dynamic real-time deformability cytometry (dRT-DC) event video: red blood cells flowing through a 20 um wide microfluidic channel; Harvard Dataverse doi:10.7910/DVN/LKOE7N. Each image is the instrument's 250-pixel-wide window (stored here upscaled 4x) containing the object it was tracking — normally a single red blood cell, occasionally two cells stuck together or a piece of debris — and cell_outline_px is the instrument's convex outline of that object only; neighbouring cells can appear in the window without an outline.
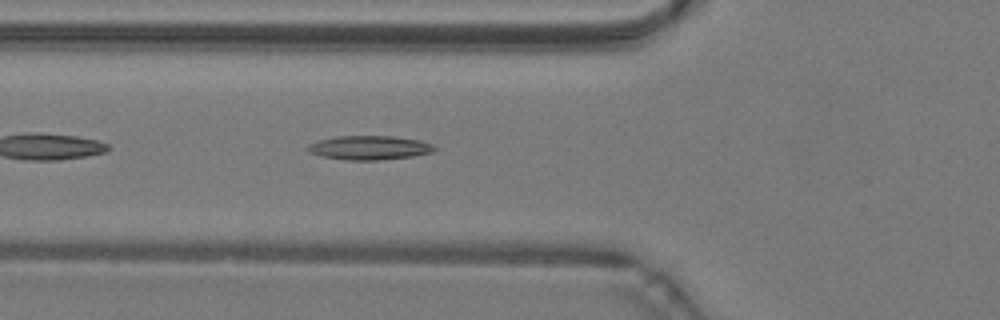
{"species": "common noctule bat (a hibernating species)", "species_latin": "Nyctalus noctula", "temperature_condition": "warm", "stored_images_in_passage": 33, "camera_frame_rate_fps": 3000, "um_per_image_px": 0.085, "animal": {"sex": "male", "body_mass_g": 19.2, "forearm_length_mm": 51.8}, "frame": {"image": 1, "passage_image": 4, "time_ms": 1.0, "image_size_px": [1000, 320], "cell_outline_px": [[436, 148], [432, 152], [412, 156], [376, 160], [348, 160], [324, 156], [308, 152], [308, 144], [320, 140], [336, 136], [392, 136], [420, 140], [432, 144]], "centroid_in_image_um": [31.41, 12.55], "position_along_channel_um": 94.4, "area_um2": 17.51}}
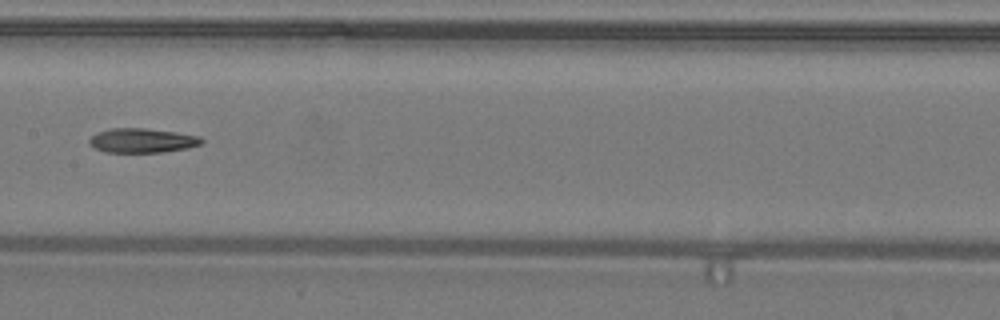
{"frame": {"image": 2, "passage_image": 11, "time_ms": 3.333, "image_size_px": [1000, 320], "cell_outline_px": [[204, 140], [200, 144], [188, 148], [160, 152], [104, 152], [88, 144], [88, 140], [96, 132], [112, 128], [144, 128], [176, 132], [200, 136]], "centroid_in_image_um": [12.06, 11.94], "position_along_channel_um": 195.3, "area_um2": 15.95}}
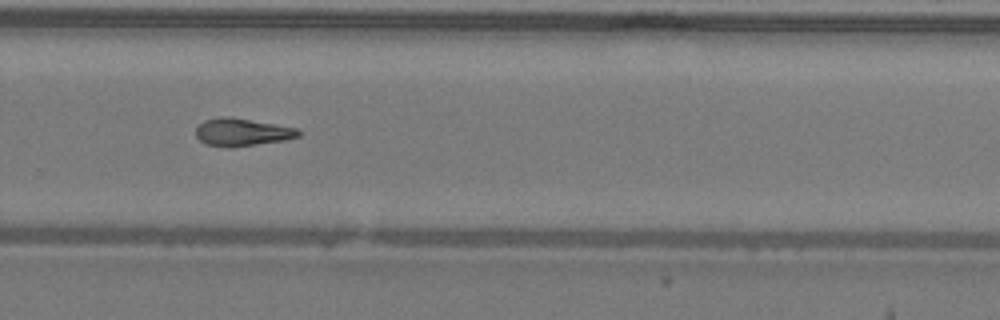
{"frame": {"image": 3, "passage_image": 19, "time_ms": 6.0, "image_size_px": [1000, 320], "cell_outline_px": [[300, 136], [284, 140], [232, 148], [208, 144], [200, 140], [196, 136], [196, 128], [204, 120], [220, 116], [248, 120], [296, 128], [300, 132]], "centroid_in_image_um": [20.55, 11.25], "position_along_channel_um": 309.3, "area_um2": 16.13}, "authors_computed_cell_mechanics": {"area_um2": 16.3574, "velocity_mm_per_s": 4.2951, "shape_relaxation_time_tau1_ms": null, "shape_relaxation_time_tau2_ms": 5.1789, "deformation_change_tau1": null, "deformation_change_tau2": 0.1699}}